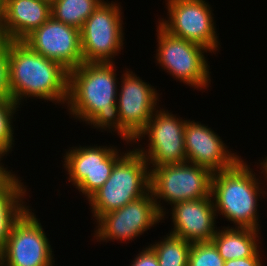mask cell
Here are the masks:
<instances>
[{
  "label": "cell",
  "instance_id": "6da1fadb",
  "mask_svg": "<svg viewBox=\"0 0 267 266\" xmlns=\"http://www.w3.org/2000/svg\"><path fill=\"white\" fill-rule=\"evenodd\" d=\"M116 70L115 62H83L70 70L66 106L74 119L121 138Z\"/></svg>",
  "mask_w": 267,
  "mask_h": 266
},
{
  "label": "cell",
  "instance_id": "7a4b0ae2",
  "mask_svg": "<svg viewBox=\"0 0 267 266\" xmlns=\"http://www.w3.org/2000/svg\"><path fill=\"white\" fill-rule=\"evenodd\" d=\"M8 51L12 101L19 106L24 99L35 97L66 107L68 70L33 51L23 41L10 40Z\"/></svg>",
  "mask_w": 267,
  "mask_h": 266
},
{
  "label": "cell",
  "instance_id": "3957f363",
  "mask_svg": "<svg viewBox=\"0 0 267 266\" xmlns=\"http://www.w3.org/2000/svg\"><path fill=\"white\" fill-rule=\"evenodd\" d=\"M261 180L242 158L232 168L214 172L211 196L216 214L231 221L235 228L259 230L257 203L260 196L267 195Z\"/></svg>",
  "mask_w": 267,
  "mask_h": 266
},
{
  "label": "cell",
  "instance_id": "277c9868",
  "mask_svg": "<svg viewBox=\"0 0 267 266\" xmlns=\"http://www.w3.org/2000/svg\"><path fill=\"white\" fill-rule=\"evenodd\" d=\"M126 151L114 165L108 180L88 199L95 222L101 215L122 208L150 190L146 160L135 148Z\"/></svg>",
  "mask_w": 267,
  "mask_h": 266
},
{
  "label": "cell",
  "instance_id": "5b68a950",
  "mask_svg": "<svg viewBox=\"0 0 267 266\" xmlns=\"http://www.w3.org/2000/svg\"><path fill=\"white\" fill-rule=\"evenodd\" d=\"M212 177L210 169L190 162L150 168V191L162 220L168 214L162 206L164 201L172 206L182 201L212 197Z\"/></svg>",
  "mask_w": 267,
  "mask_h": 266
},
{
  "label": "cell",
  "instance_id": "8992f818",
  "mask_svg": "<svg viewBox=\"0 0 267 266\" xmlns=\"http://www.w3.org/2000/svg\"><path fill=\"white\" fill-rule=\"evenodd\" d=\"M157 26L156 63L174 79L185 83L194 90L207 89L211 84V72L202 45L169 34Z\"/></svg>",
  "mask_w": 267,
  "mask_h": 266
},
{
  "label": "cell",
  "instance_id": "52a82bcc",
  "mask_svg": "<svg viewBox=\"0 0 267 266\" xmlns=\"http://www.w3.org/2000/svg\"><path fill=\"white\" fill-rule=\"evenodd\" d=\"M106 1L102 0L80 29L83 62L114 63L124 48L121 4Z\"/></svg>",
  "mask_w": 267,
  "mask_h": 266
},
{
  "label": "cell",
  "instance_id": "ba28073f",
  "mask_svg": "<svg viewBox=\"0 0 267 266\" xmlns=\"http://www.w3.org/2000/svg\"><path fill=\"white\" fill-rule=\"evenodd\" d=\"M186 121L161 107L155 110L145 129L134 140L135 144L139 142L134 148L144 157L149 169L187 162L184 143ZM144 137L148 138L147 149L140 144Z\"/></svg>",
  "mask_w": 267,
  "mask_h": 266
},
{
  "label": "cell",
  "instance_id": "9c48e42d",
  "mask_svg": "<svg viewBox=\"0 0 267 266\" xmlns=\"http://www.w3.org/2000/svg\"><path fill=\"white\" fill-rule=\"evenodd\" d=\"M167 20L158 24L169 34L202 45L214 53L220 41L216 32L212 6L206 0H166Z\"/></svg>",
  "mask_w": 267,
  "mask_h": 266
},
{
  "label": "cell",
  "instance_id": "30bf717a",
  "mask_svg": "<svg viewBox=\"0 0 267 266\" xmlns=\"http://www.w3.org/2000/svg\"><path fill=\"white\" fill-rule=\"evenodd\" d=\"M28 208L13 224L0 250L1 266H54L53 249L40 219Z\"/></svg>",
  "mask_w": 267,
  "mask_h": 266
},
{
  "label": "cell",
  "instance_id": "8fae6325",
  "mask_svg": "<svg viewBox=\"0 0 267 266\" xmlns=\"http://www.w3.org/2000/svg\"><path fill=\"white\" fill-rule=\"evenodd\" d=\"M108 146H75L63 156L68 182L76 186L87 200L103 186L114 165L127 153H121L114 145Z\"/></svg>",
  "mask_w": 267,
  "mask_h": 266
},
{
  "label": "cell",
  "instance_id": "7c38bea8",
  "mask_svg": "<svg viewBox=\"0 0 267 266\" xmlns=\"http://www.w3.org/2000/svg\"><path fill=\"white\" fill-rule=\"evenodd\" d=\"M125 69L121 75V84L119 83L121 89H118L117 105L121 121V140L132 147L156 108H159L158 102L161 100L154 86L137 77L135 72Z\"/></svg>",
  "mask_w": 267,
  "mask_h": 266
},
{
  "label": "cell",
  "instance_id": "4fadbf2b",
  "mask_svg": "<svg viewBox=\"0 0 267 266\" xmlns=\"http://www.w3.org/2000/svg\"><path fill=\"white\" fill-rule=\"evenodd\" d=\"M96 221L94 239L97 242L117 240L119 243H129L162 221V215L149 190L144 196L118 210L101 215Z\"/></svg>",
  "mask_w": 267,
  "mask_h": 266
},
{
  "label": "cell",
  "instance_id": "5bb4252c",
  "mask_svg": "<svg viewBox=\"0 0 267 266\" xmlns=\"http://www.w3.org/2000/svg\"><path fill=\"white\" fill-rule=\"evenodd\" d=\"M23 42L45 58L60 63L68 71L83 63L80 30L52 16Z\"/></svg>",
  "mask_w": 267,
  "mask_h": 266
},
{
  "label": "cell",
  "instance_id": "9a60e30c",
  "mask_svg": "<svg viewBox=\"0 0 267 266\" xmlns=\"http://www.w3.org/2000/svg\"><path fill=\"white\" fill-rule=\"evenodd\" d=\"M187 162L203 166L213 173L232 168L242 157L229 151L216 132L195 120H187L184 130Z\"/></svg>",
  "mask_w": 267,
  "mask_h": 266
},
{
  "label": "cell",
  "instance_id": "2e32d148",
  "mask_svg": "<svg viewBox=\"0 0 267 266\" xmlns=\"http://www.w3.org/2000/svg\"><path fill=\"white\" fill-rule=\"evenodd\" d=\"M173 222L170 233L189 243L209 242L216 231V214L212 197L188 200L171 206Z\"/></svg>",
  "mask_w": 267,
  "mask_h": 266
},
{
  "label": "cell",
  "instance_id": "e0dca14e",
  "mask_svg": "<svg viewBox=\"0 0 267 266\" xmlns=\"http://www.w3.org/2000/svg\"><path fill=\"white\" fill-rule=\"evenodd\" d=\"M51 17V4L44 0H4L3 25L9 40L23 41Z\"/></svg>",
  "mask_w": 267,
  "mask_h": 266
},
{
  "label": "cell",
  "instance_id": "ac0fdd59",
  "mask_svg": "<svg viewBox=\"0 0 267 266\" xmlns=\"http://www.w3.org/2000/svg\"><path fill=\"white\" fill-rule=\"evenodd\" d=\"M13 173L0 183V250L5 246L13 224L29 208L24 201L29 194L28 188Z\"/></svg>",
  "mask_w": 267,
  "mask_h": 266
},
{
  "label": "cell",
  "instance_id": "d6986e66",
  "mask_svg": "<svg viewBox=\"0 0 267 266\" xmlns=\"http://www.w3.org/2000/svg\"><path fill=\"white\" fill-rule=\"evenodd\" d=\"M260 230L248 228H235L223 226L221 230L218 228L212 242L216 246L219 255L224 261L251 257L259 249ZM260 247V248H259Z\"/></svg>",
  "mask_w": 267,
  "mask_h": 266
},
{
  "label": "cell",
  "instance_id": "ffe728a7",
  "mask_svg": "<svg viewBox=\"0 0 267 266\" xmlns=\"http://www.w3.org/2000/svg\"><path fill=\"white\" fill-rule=\"evenodd\" d=\"M101 2L102 0H55L51 4V16L80 30Z\"/></svg>",
  "mask_w": 267,
  "mask_h": 266
},
{
  "label": "cell",
  "instance_id": "44dd1931",
  "mask_svg": "<svg viewBox=\"0 0 267 266\" xmlns=\"http://www.w3.org/2000/svg\"><path fill=\"white\" fill-rule=\"evenodd\" d=\"M152 244L148 246L155 252L159 266H188L191 243L187 240L169 232Z\"/></svg>",
  "mask_w": 267,
  "mask_h": 266
},
{
  "label": "cell",
  "instance_id": "7402d4cb",
  "mask_svg": "<svg viewBox=\"0 0 267 266\" xmlns=\"http://www.w3.org/2000/svg\"><path fill=\"white\" fill-rule=\"evenodd\" d=\"M18 108L21 107L12 100H0V154L5 156L9 155L15 146L13 119H16L14 114L19 111Z\"/></svg>",
  "mask_w": 267,
  "mask_h": 266
},
{
  "label": "cell",
  "instance_id": "603a6c76",
  "mask_svg": "<svg viewBox=\"0 0 267 266\" xmlns=\"http://www.w3.org/2000/svg\"><path fill=\"white\" fill-rule=\"evenodd\" d=\"M224 262L212 241L191 244L188 266H224Z\"/></svg>",
  "mask_w": 267,
  "mask_h": 266
},
{
  "label": "cell",
  "instance_id": "cb8c5ba5",
  "mask_svg": "<svg viewBox=\"0 0 267 266\" xmlns=\"http://www.w3.org/2000/svg\"><path fill=\"white\" fill-rule=\"evenodd\" d=\"M0 100H12L8 48H0Z\"/></svg>",
  "mask_w": 267,
  "mask_h": 266
},
{
  "label": "cell",
  "instance_id": "d4e9b609",
  "mask_svg": "<svg viewBox=\"0 0 267 266\" xmlns=\"http://www.w3.org/2000/svg\"><path fill=\"white\" fill-rule=\"evenodd\" d=\"M130 266H159V262L155 252L147 246L136 255Z\"/></svg>",
  "mask_w": 267,
  "mask_h": 266
},
{
  "label": "cell",
  "instance_id": "484cf974",
  "mask_svg": "<svg viewBox=\"0 0 267 266\" xmlns=\"http://www.w3.org/2000/svg\"><path fill=\"white\" fill-rule=\"evenodd\" d=\"M260 249L251 257L238 258L224 262V266H264Z\"/></svg>",
  "mask_w": 267,
  "mask_h": 266
},
{
  "label": "cell",
  "instance_id": "4316f807",
  "mask_svg": "<svg viewBox=\"0 0 267 266\" xmlns=\"http://www.w3.org/2000/svg\"><path fill=\"white\" fill-rule=\"evenodd\" d=\"M9 41L10 40L7 38L5 30H4L2 16H0V48H8Z\"/></svg>",
  "mask_w": 267,
  "mask_h": 266
},
{
  "label": "cell",
  "instance_id": "83f0119b",
  "mask_svg": "<svg viewBox=\"0 0 267 266\" xmlns=\"http://www.w3.org/2000/svg\"><path fill=\"white\" fill-rule=\"evenodd\" d=\"M3 159H0V183L11 173L12 169L9 170L8 167H4V163L2 161ZM8 169V170H7Z\"/></svg>",
  "mask_w": 267,
  "mask_h": 266
},
{
  "label": "cell",
  "instance_id": "f1b7e54d",
  "mask_svg": "<svg viewBox=\"0 0 267 266\" xmlns=\"http://www.w3.org/2000/svg\"><path fill=\"white\" fill-rule=\"evenodd\" d=\"M259 162H260L259 166H260V170H261L260 173L264 174L263 177H265V178H263V179L267 181V156L265 157V159H263V161L259 160Z\"/></svg>",
  "mask_w": 267,
  "mask_h": 266
},
{
  "label": "cell",
  "instance_id": "f546056e",
  "mask_svg": "<svg viewBox=\"0 0 267 266\" xmlns=\"http://www.w3.org/2000/svg\"><path fill=\"white\" fill-rule=\"evenodd\" d=\"M3 9H4V0H0V16L3 15Z\"/></svg>",
  "mask_w": 267,
  "mask_h": 266
},
{
  "label": "cell",
  "instance_id": "4dcf8cb0",
  "mask_svg": "<svg viewBox=\"0 0 267 266\" xmlns=\"http://www.w3.org/2000/svg\"><path fill=\"white\" fill-rule=\"evenodd\" d=\"M44 1H47V2H49L50 4H52L55 0H44Z\"/></svg>",
  "mask_w": 267,
  "mask_h": 266
},
{
  "label": "cell",
  "instance_id": "1f68e13d",
  "mask_svg": "<svg viewBox=\"0 0 267 266\" xmlns=\"http://www.w3.org/2000/svg\"><path fill=\"white\" fill-rule=\"evenodd\" d=\"M5 155H3V154H0V159H3V157H4Z\"/></svg>",
  "mask_w": 267,
  "mask_h": 266
}]
</instances>
